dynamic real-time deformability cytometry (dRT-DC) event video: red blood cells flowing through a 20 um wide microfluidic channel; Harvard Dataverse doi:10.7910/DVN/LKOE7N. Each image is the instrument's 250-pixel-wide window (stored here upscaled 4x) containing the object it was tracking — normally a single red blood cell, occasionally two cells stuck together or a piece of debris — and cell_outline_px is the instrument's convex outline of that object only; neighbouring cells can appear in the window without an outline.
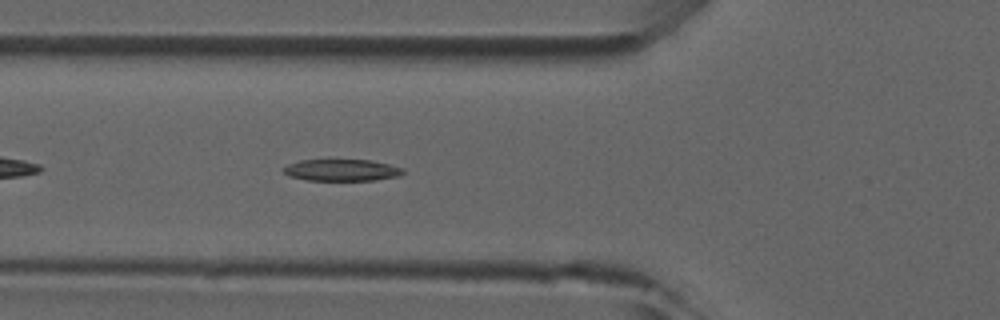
{"species": "common noctule bat (a hibernating species)", "species_latin": "Nyctalus noctula", "temperature_condition": "room temperature", "stored_images_in_passage": 37, "camera_frame_rate_fps": 3000, "um_per_image_px": 0.085, "animal": {"sex": "male", "forearm_length_mm": 52.5}, "frame": {"image": 1, "passage_image": 6, "time_ms": 1.667, "image_size_px": [1000, 320], "cell_outline_px": [[404, 172], [400, 176], [376, 180], [308, 180], [288, 176], [284, 172], [284, 168], [288, 164], [300, 160], [368, 160], [388, 164], [404, 168]], "centroid_in_image_um": [29.07, 14.46], "position_along_channel_um": 96.7, "area_um2": 15.03}}